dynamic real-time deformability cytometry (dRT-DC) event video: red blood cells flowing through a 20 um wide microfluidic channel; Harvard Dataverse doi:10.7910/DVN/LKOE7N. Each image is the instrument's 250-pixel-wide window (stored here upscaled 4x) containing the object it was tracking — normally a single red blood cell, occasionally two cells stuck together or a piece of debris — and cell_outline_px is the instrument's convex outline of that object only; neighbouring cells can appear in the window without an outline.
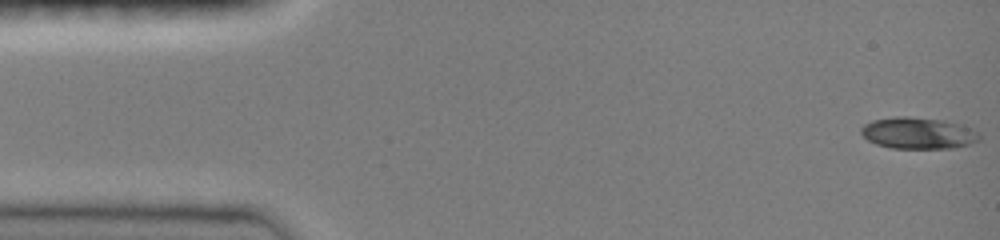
{"species": "common noctule bat (a hibernating species)", "species_latin": "Nyctalus noctula", "temperature_condition": "room temperature", "stored_images_in_passage": 47, "camera_frame_rate_fps": 3000, "um_per_image_px": 0.085, "animal": {"sex": "female", "body_mass_g": 19.0, "forearm_length_mm": 51.5}, "frame": {"image": 1, "passage_image": 1, "time_ms": 0.0, "image_size_px": [1000, 240], "cell_outline_px": [[980, 140], [968, 144], [952, 148], [892, 148], [876, 144], [868, 140], [860, 132], [860, 128], [864, 124], [872, 120], [892, 116], [908, 116], [944, 120], [972, 128], [980, 132]], "centroid_in_image_um": [78.03, 11.3], "position_along_channel_um": 7.0, "area_um2": 21.85}}
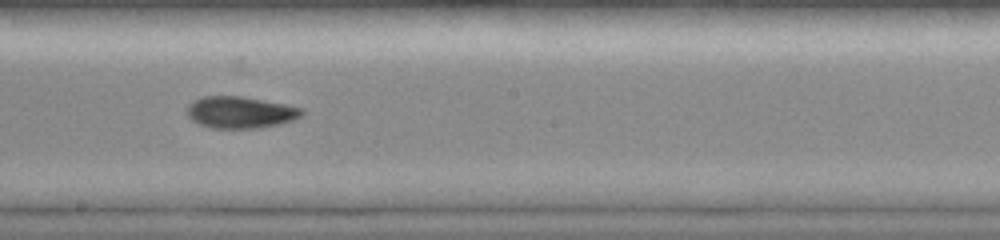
{"frame": {"image": 2, "passage_image": 26, "time_ms": 8.333, "image_size_px": [1000, 240], "cell_outline_px": [[304, 116], [292, 120], [260, 128], [212, 128], [200, 124], [192, 120], [188, 116], [184, 108], [192, 100], [204, 96], [240, 96], [284, 104], [304, 108]], "centroid_in_image_um": [20.4, 9.54], "position_along_channel_um": 227.8, "area_um2": 21.33}}
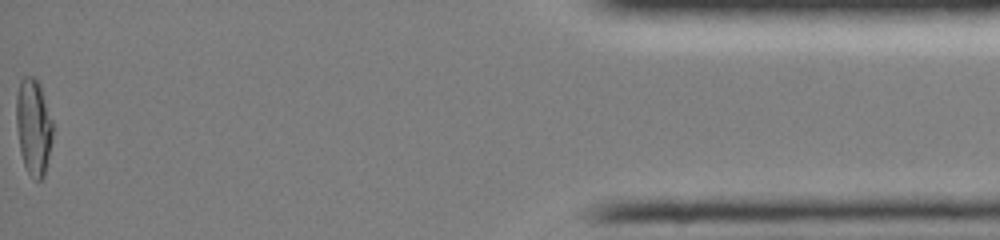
{"frame": {"image": 3, "passage_image": 47, "time_ms": 15.333, "image_size_px": [1000, 240], "cell_outline_px": [[52, 140], [44, 176], [40, 180], [36, 180], [28, 172], [24, 164], [20, 152], [16, 128], [16, 96], [20, 80], [24, 76], [36, 76], [40, 84], [52, 120]], "centroid_in_image_um": [2.83, 10.74], "position_along_channel_um": 432.4, "area_um2": 20.58}, "authors_computed_cell_mechanics": {"area_um2": 20.519, "velocity_mm_per_s": 4.0947, "shape_relaxation_time_tau1_ms": 9.1729, "shape_relaxation_time_tau2_ms": 3.8658, "deformation_change_tau1": 0.2528, "deformation_change_tau2": 0.0743}}